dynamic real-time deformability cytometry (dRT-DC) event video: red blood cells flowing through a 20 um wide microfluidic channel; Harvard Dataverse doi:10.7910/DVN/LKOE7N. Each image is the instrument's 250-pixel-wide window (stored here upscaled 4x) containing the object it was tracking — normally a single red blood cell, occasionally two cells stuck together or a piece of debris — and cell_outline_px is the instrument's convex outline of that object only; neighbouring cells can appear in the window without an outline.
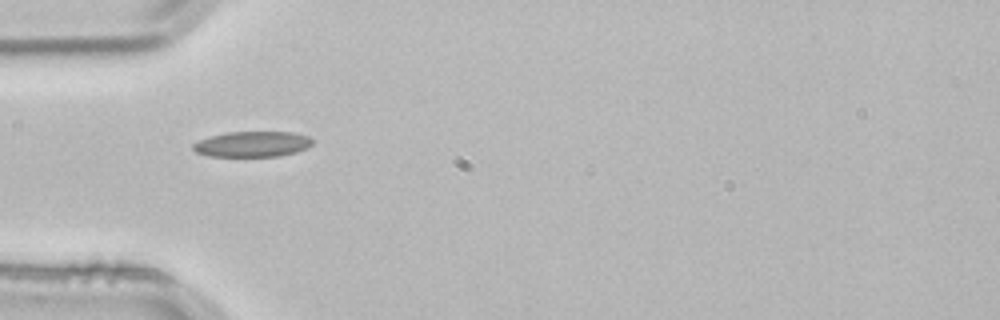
{"species": "common noctule bat (a hibernating species)", "species_latin": "Nyctalus noctula", "temperature_condition": "room temperature", "stored_images_in_passage": 4, "segment_of_instrument_passage": [2, 2], "camera_frame_rate_fps": 3000, "um_per_image_px": 0.085, "animal": {"sex": "male", "body_mass_g": 21.5, "forearm_length_mm": 52.0}, "frame": {"image": 1, "passage_image": 4, "time_ms": 1.0, "image_size_px": [1000, 320], "cell_outline_px": [[312, 144], [308, 148], [296, 152], [280, 156], [208, 156], [196, 152], [192, 148], [192, 144], [200, 140], [212, 136], [228, 132], [292, 132], [308, 136], [312, 140]], "centroid_in_image_um": [21.47, 12.25], "position_along_channel_um": 63.5, "area_um2": 17.69}}